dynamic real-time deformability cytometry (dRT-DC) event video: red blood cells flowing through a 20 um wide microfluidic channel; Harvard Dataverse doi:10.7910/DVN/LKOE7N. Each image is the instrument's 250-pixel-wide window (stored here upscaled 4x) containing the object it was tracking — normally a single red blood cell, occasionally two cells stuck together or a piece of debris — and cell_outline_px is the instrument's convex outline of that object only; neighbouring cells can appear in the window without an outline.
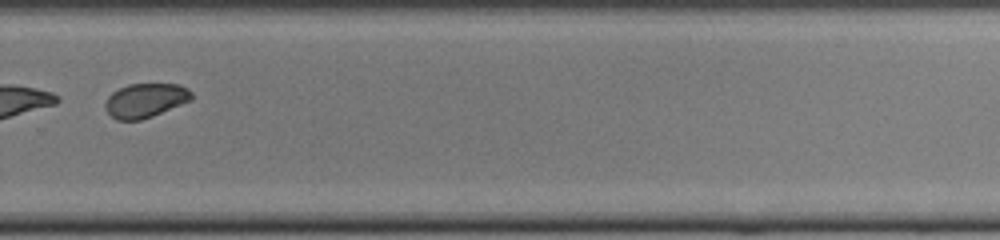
{"species": "common noctule bat (a hibernating species)", "species_latin": "Nyctalus noctula", "temperature_condition": "cold", "stored_images_in_passage": 48, "segment_of_instrument_passage": [2, 2], "camera_frame_rate_fps": 3000, "um_per_image_px": 0.085, "animal": {"sex": "female", "body_mass_g": 22.0, "forearm_length_mm": 56.7}, "frame": {"image": 1, "passage_image": 33, "time_ms": 10.667, "image_size_px": [1000, 240], "cell_outline_px": [[192, 100], [152, 116], [140, 120], [116, 120], [104, 108], [104, 104], [108, 96], [112, 92], [128, 84], [180, 84], [188, 88], [192, 92]], "centroid_in_image_um": [12.36, 8.53], "position_along_channel_um": 317.4, "area_um2": 17.22}}
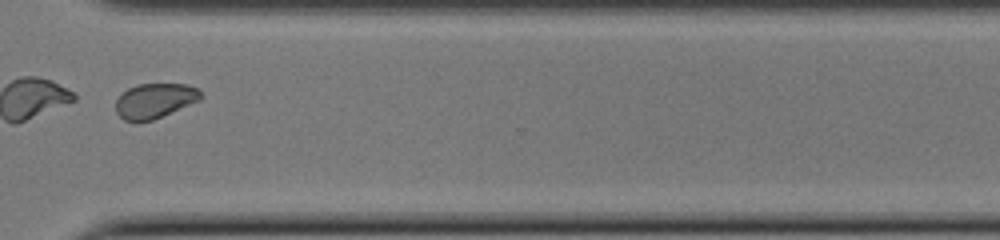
{"frame": {"image": 2, "passage_image": 36, "time_ms": 11.667, "image_size_px": [1000, 240], "cell_outline_px": [[204, 96], [200, 100], [152, 120], [136, 124], [124, 120], [116, 112], [116, 100], [120, 92], [136, 84], [188, 84], [200, 88]], "centroid_in_image_um": [13.15, 8.56], "position_along_channel_um": 357.5, "area_um2": 17.74}}